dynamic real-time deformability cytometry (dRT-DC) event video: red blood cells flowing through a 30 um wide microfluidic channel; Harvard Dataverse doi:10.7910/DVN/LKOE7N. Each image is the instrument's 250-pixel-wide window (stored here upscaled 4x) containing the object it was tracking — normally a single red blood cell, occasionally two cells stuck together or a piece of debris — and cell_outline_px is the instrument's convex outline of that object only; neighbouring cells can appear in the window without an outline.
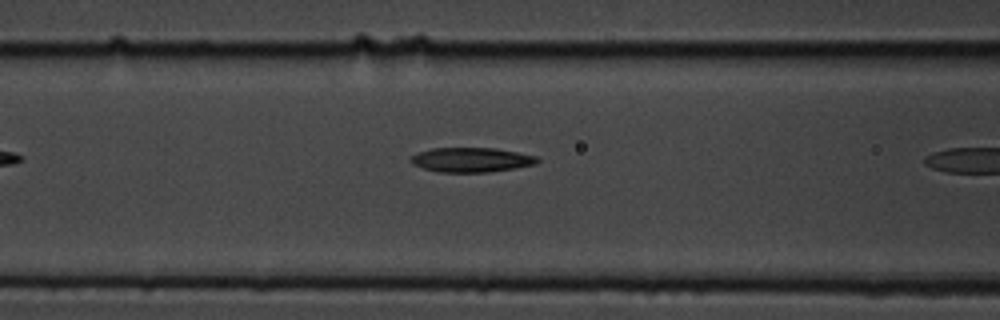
{"species": "common noctule bat (a hibernating species)", "species_latin": "Nyctalus noctula", "temperature_condition": "cold", "stored_images_in_passage": 6, "camera_frame_rate_fps": 3000, "um_per_image_px": 0.085, "animal": {"sex": "male", "body_mass_g": 19.5, "forearm_length_mm": 54.6}, "frame": {"image": 1, "passage_image": 5, "time_ms": 1.333, "image_size_px": [1000, 320], "cell_outline_px": [[540, 160], [536, 164], [488, 172], [440, 172], [424, 168], [412, 164], [408, 160], [412, 156], [420, 152], [432, 148], [496, 148], [536, 156]], "centroid_in_image_um": [40.05, 13.58], "position_along_channel_um": 126.6, "area_um2": 17.92}}